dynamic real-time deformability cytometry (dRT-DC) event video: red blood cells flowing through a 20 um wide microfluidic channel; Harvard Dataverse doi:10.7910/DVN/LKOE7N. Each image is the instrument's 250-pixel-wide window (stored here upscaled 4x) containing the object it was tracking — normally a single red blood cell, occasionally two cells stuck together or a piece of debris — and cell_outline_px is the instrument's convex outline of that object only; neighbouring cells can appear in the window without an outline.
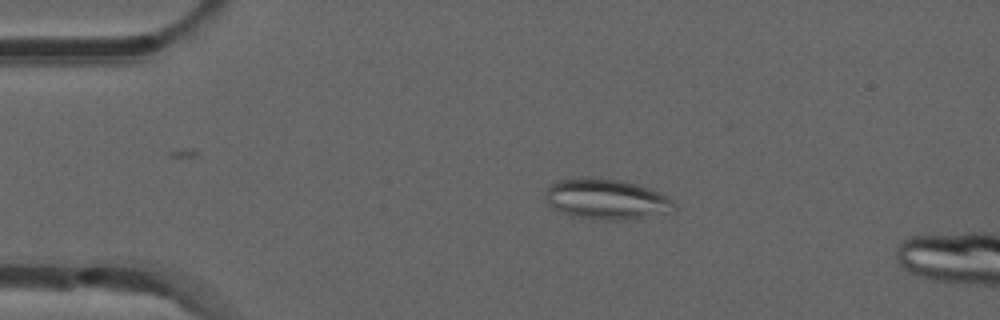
{"species": "common noctule bat (a hibernating species)", "species_latin": "Nyctalus noctula", "temperature_condition": "room temperature", "stored_images_in_passage": 14, "camera_frame_rate_fps": 3000, "um_per_image_px": 0.085, "animal": {"sex": "male", "forearm_length_mm": 52.5}, "frame": {"image": 1, "passage_image": 10, "time_ms": 3.0, "image_size_px": [1000, 320], "cell_outline_px": [[676, 208], [664, 212], [628, 220], [592, 220], [572, 216], [560, 212], [548, 204], [544, 200], [544, 196], [548, 188], [556, 180], [580, 176], [588, 176], [620, 180], [636, 184], [656, 192], [672, 200], [676, 204]], "centroid_in_image_um": [51.43, 16.92], "position_along_channel_um": 33.6, "area_um2": 30.46}}